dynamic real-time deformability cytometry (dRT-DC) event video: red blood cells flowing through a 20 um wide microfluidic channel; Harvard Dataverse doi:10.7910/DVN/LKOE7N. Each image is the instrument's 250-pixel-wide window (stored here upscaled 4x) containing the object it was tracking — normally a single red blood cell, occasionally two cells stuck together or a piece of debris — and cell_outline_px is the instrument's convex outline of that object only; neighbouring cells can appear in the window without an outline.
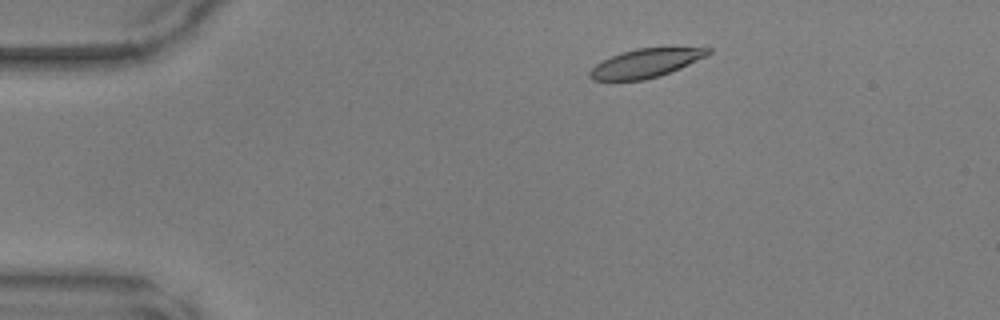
{"species": "common noctule bat (a hibernating species)", "species_latin": "Nyctalus noctula", "temperature_condition": "warm", "stored_images_in_passage": 45, "camera_frame_rate_fps": 3000, "um_per_image_px": 0.085, "animal": {"sex": "male", "body_mass_g": 17.9, "forearm_length_mm": 54.2}, "frame": {"image": 1, "passage_image": 5, "time_ms": 1.333, "image_size_px": [1000, 320], "cell_outline_px": [[712, 52], [680, 68], [660, 76], [644, 80], [592, 80], [588, 76], [588, 72], [596, 64], [612, 56], [636, 48], [712, 48]], "centroid_in_image_um": [54.85, 5.38], "position_along_channel_um": 30.2, "area_um2": 19.36}}
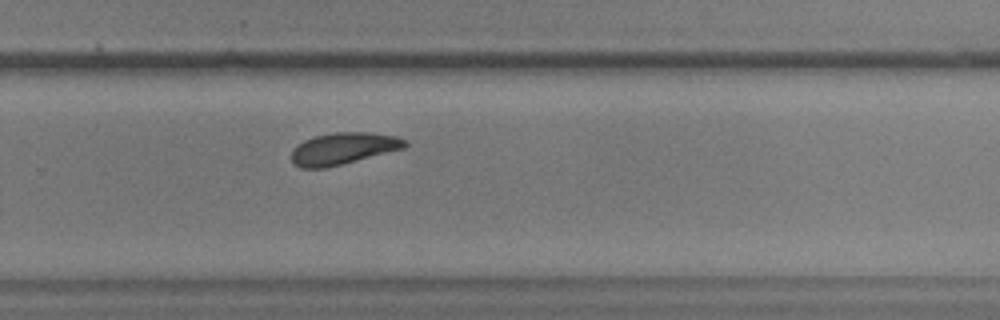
{"frame": {"image": 2, "passage_image": 29, "time_ms": 9.333, "image_size_px": [1000, 320], "cell_outline_px": [[408, 144], [404, 148], [324, 168], [300, 168], [292, 164], [292, 148], [304, 140], [316, 136], [332, 132], [372, 132], [396, 136], [408, 140]], "centroid_in_image_um": [29.16, 12.61], "position_along_channel_um": 300.6, "area_um2": 20.98}}
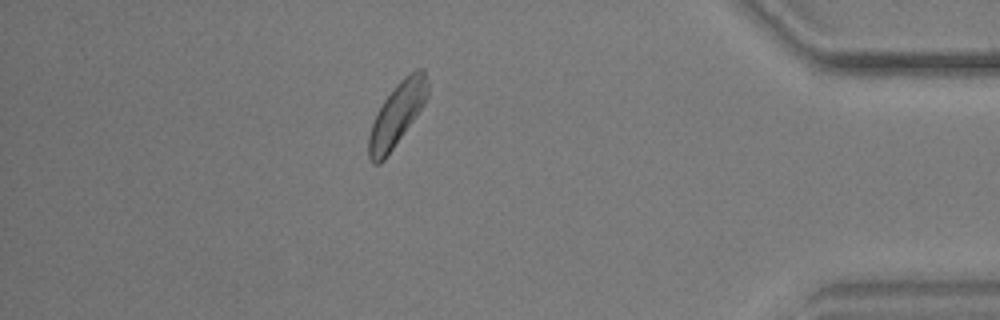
{"frame": {"image": 3, "passage_image": 39, "time_ms": 12.667, "image_size_px": [1000, 320], "cell_outline_px": [[428, 96], [424, 104], [384, 160], [380, 164], [372, 164], [368, 156], [368, 136], [376, 112], [384, 100], [396, 84], [404, 76], [416, 68], [424, 68], [428, 80]], "centroid_in_image_um": [33.74, 9.69], "position_along_channel_um": 401.5, "area_um2": 21.62}}